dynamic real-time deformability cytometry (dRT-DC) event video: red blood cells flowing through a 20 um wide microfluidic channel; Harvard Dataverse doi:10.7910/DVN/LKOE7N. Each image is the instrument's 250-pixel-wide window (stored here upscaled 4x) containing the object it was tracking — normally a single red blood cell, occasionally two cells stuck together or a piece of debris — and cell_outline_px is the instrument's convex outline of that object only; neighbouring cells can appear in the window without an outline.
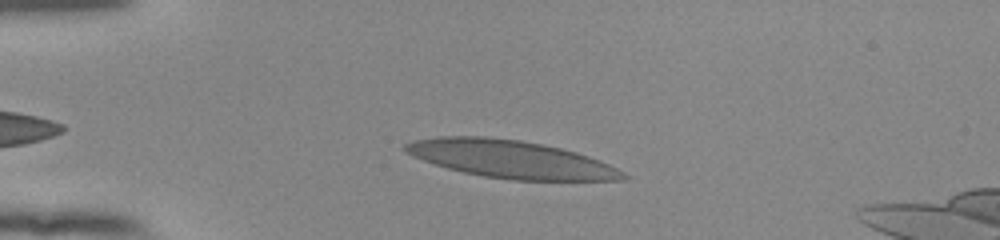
{"species": "human", "species_latin": "Homo sapiens", "temperature_condition": "room temperature", "stored_images_in_passage": 40, "camera_frame_rate_fps": 3000, "um_per_image_px": 0.085, "donor": {"sex": "female"}, "frame": {"image": 1, "passage_image": 6, "time_ms": 1.667, "image_size_px": [1000, 240], "cell_outline_px": [[628, 176], [624, 180], [512, 180], [484, 176], [464, 172], [448, 168], [412, 156], [404, 148], [404, 144], [416, 140], [436, 136], [484, 136], [520, 140], [560, 148], [576, 152], [600, 160], [616, 168]], "centroid_in_image_um": [43.42, 13.53], "position_along_channel_um": 41.6, "area_um2": 47.34}}
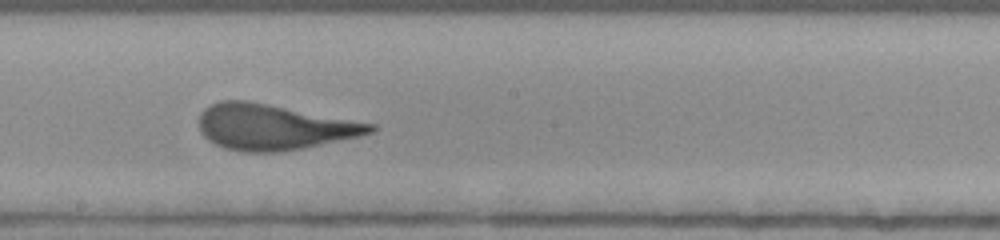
{"frame": {"image": 2, "passage_image": 23, "time_ms": 7.333, "image_size_px": [1000, 240], "cell_outline_px": [[376, 128], [372, 132], [360, 136], [300, 148], [276, 152], [244, 152], [224, 148], [208, 140], [200, 132], [200, 112], [204, 108], [220, 100], [248, 100], [376, 124]], "centroid_in_image_um": [23.23, 10.79], "position_along_channel_um": 225.0, "area_um2": 45.26}}
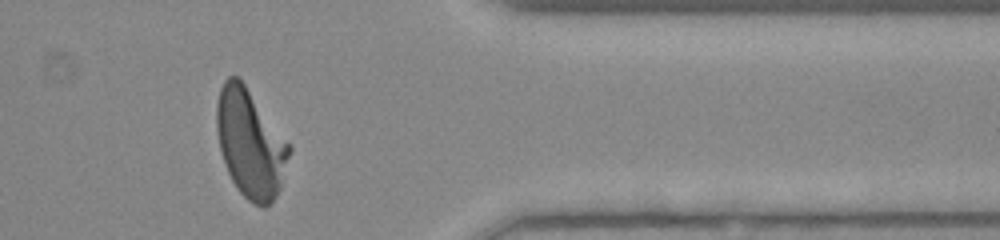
{"frame": {"image": 3, "passage_image": 37, "time_ms": 12.0, "image_size_px": [1000, 240], "cell_outline_px": [[292, 148], [280, 188], [276, 196], [264, 208], [252, 204], [236, 188], [228, 172], [220, 148], [216, 128], [216, 104], [220, 88], [224, 80], [228, 76], [236, 76], [244, 84], [292, 144]], "centroid_in_image_um": [21.29, 12.19], "position_along_channel_um": 390.1, "area_um2": 45.78}, "authors_computed_cell_mechanics": {"area_um2": 45.4597, "velocity_mm_per_s": 3.8663, "shape_relaxation_time_tau1_ms": 6.2099, "shape_relaxation_time_tau2_ms": 0.7935, "deformation_change_tau1": 0.2718, "deformation_change_tau2": 0.0939}}